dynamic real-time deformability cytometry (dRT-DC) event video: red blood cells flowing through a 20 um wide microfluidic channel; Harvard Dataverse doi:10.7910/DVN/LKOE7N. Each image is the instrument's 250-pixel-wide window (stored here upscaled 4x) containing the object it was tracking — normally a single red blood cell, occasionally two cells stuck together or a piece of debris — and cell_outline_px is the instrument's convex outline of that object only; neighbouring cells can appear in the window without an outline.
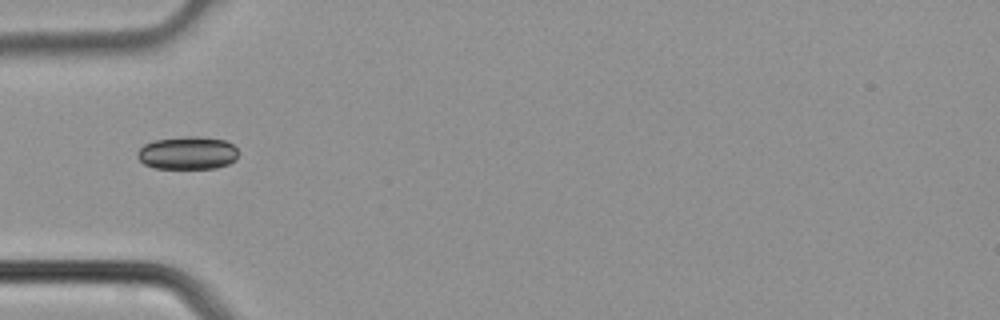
{"species": "common noctule bat (a hibernating species)", "species_latin": "Nyctalus noctula", "temperature_condition": "cold", "stored_images_in_passage": 3, "camera_frame_rate_fps": 3000, "um_per_image_px": 0.085, "animal": {"sex": "male", "body_mass_g": 21.5, "forearm_length_mm": 52.0}, "frame": {"image": 1, "passage_image": 3, "time_ms": 0.667, "image_size_px": [1000, 320], "cell_outline_px": [[240, 152], [236, 160], [228, 164], [216, 168], [156, 168], [144, 164], [136, 156], [136, 152], [144, 144], [152, 140], [184, 136], [200, 136], [224, 140], [232, 144]], "centroid_in_image_um": [15.95, 12.99], "position_along_channel_um": 69.1, "area_um2": 19.65}}